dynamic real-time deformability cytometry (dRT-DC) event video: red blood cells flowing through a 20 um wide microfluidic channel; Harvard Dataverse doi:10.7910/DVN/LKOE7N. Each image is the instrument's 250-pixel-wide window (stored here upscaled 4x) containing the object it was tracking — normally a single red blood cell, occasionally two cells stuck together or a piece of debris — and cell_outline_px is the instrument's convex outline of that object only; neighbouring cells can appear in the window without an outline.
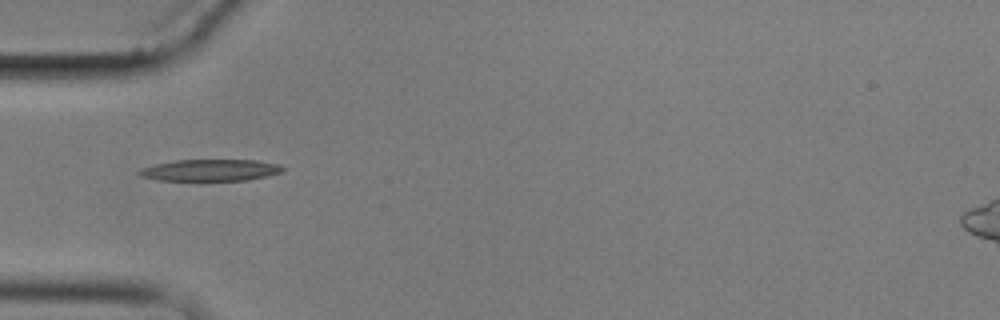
{"species": "common noctule bat (a hibernating species)", "species_latin": "Nyctalus noctula", "temperature_condition": "cold", "stored_images_in_passage": 10, "camera_frame_rate_fps": 3000, "um_per_image_px": 0.085, "animal": {"sex": "male", "body_mass_g": 17.9}, "frame": {"image": 1, "passage_image": 4, "time_ms": 3.667, "image_size_px": [1000, 320], "cell_outline_px": [[284, 172], [268, 176], [248, 180], [160, 180], [140, 176], [136, 172], [140, 168], [156, 164], [176, 160], [256, 160], [280, 164], [284, 168]], "centroid_in_image_um": [17.91, 14.46], "position_along_channel_um": 67.1, "area_um2": 18.15}}
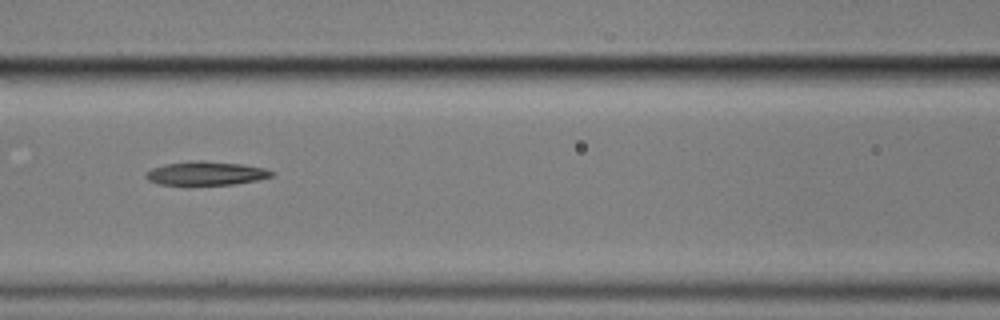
{"frame": {"image": 2, "passage_image": 6, "time_ms": 6.0, "image_size_px": [1000, 320], "cell_outline_px": [[276, 172], [272, 176], [256, 180], [232, 184], [160, 184], [148, 180], [144, 176], [152, 168], [164, 164], [188, 160], [204, 160], [240, 164], [264, 168]], "centroid_in_image_um": [17.5, 14.71], "position_along_channel_um": 149.1, "area_um2": 17.22}}
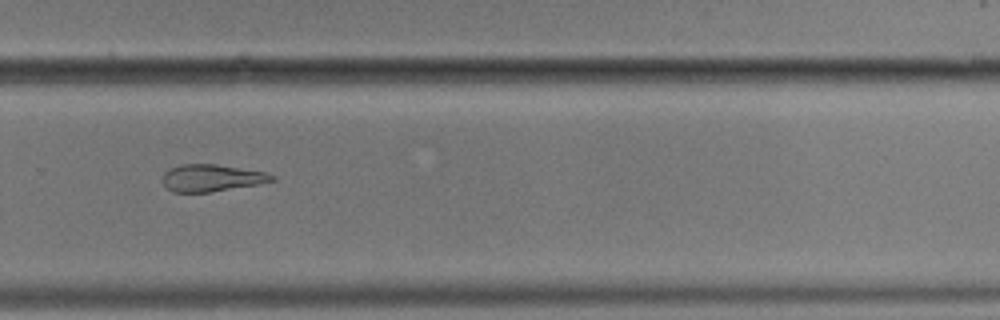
{"frame": {"image": 3, "passage_image": 10, "time_ms": 10.667, "image_size_px": [1000, 320], "cell_outline_px": [[276, 180], [260, 184], [208, 192], [172, 192], [164, 184], [164, 172], [180, 164], [216, 164], [264, 172], [276, 176]], "centroid_in_image_um": [18.02, 15.12], "position_along_channel_um": 311.8, "area_um2": 17.05}}